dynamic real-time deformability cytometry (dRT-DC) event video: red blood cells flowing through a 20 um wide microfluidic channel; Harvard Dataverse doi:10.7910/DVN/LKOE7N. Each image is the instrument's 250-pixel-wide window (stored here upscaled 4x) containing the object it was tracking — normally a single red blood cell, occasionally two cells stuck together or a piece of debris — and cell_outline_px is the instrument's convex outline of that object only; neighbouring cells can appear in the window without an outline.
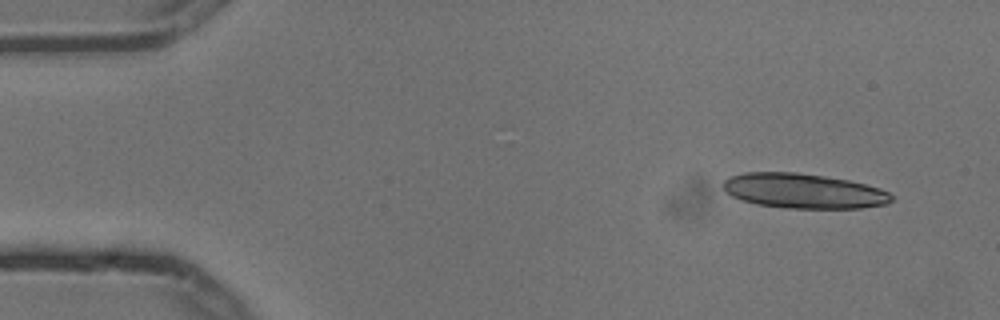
{"species": "common noctule bat (a hibernating species)", "species_latin": "Nyctalus noctula", "temperature_condition": "cold", "stored_images_in_passage": 6, "camera_frame_rate_fps": 3000, "um_per_image_px": 0.085, "animal": {"sex": "male", "body_mass_g": 13.3}, "frame": {"image": 1, "passage_image": 1, "time_ms": 0.0, "image_size_px": [1000, 320], "cell_outline_px": [[892, 200], [888, 204], [860, 208], [784, 208], [756, 204], [732, 196], [724, 188], [724, 180], [728, 176], [744, 172], [796, 172], [824, 176], [848, 180], [880, 188], [888, 192], [892, 196]], "centroid_in_image_um": [68.3, 16.23], "position_along_channel_um": 16.7, "area_um2": 34.1}}
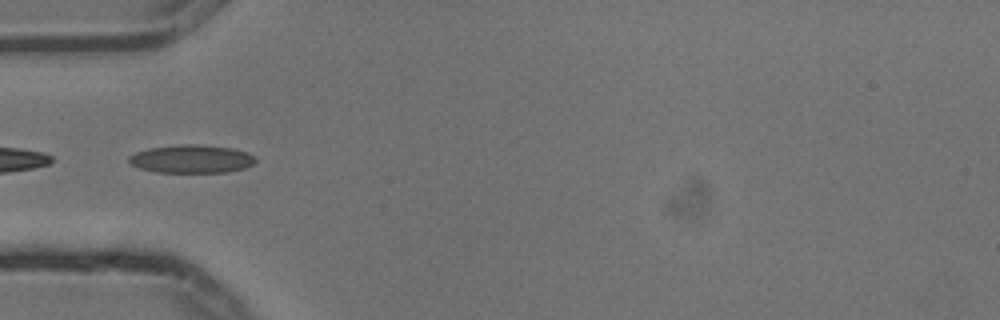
{"frame": {"image": 2, "passage_image": 5, "time_ms": 1.333, "image_size_px": [1000, 320], "cell_outline_px": [[256, 160], [252, 164], [244, 168], [228, 172], [156, 172], [140, 168], [132, 164], [128, 160], [128, 156], [136, 152], [148, 148], [180, 144], [200, 144], [232, 148], [248, 152]], "centroid_in_image_um": [16.27, 13.5], "position_along_channel_um": 68.7, "area_um2": 20.75}}
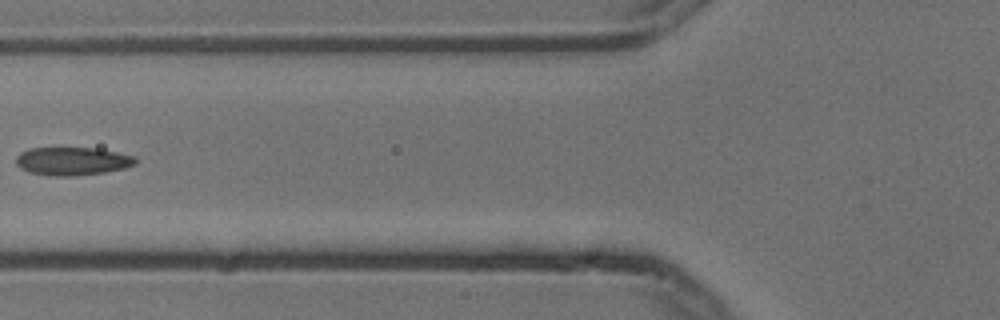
{"frame": {"image": 3, "passage_image": 6, "time_ms": 1.667, "image_size_px": [1000, 320], "cell_outline_px": [[136, 164], [124, 168], [104, 172], [76, 176], [48, 176], [28, 172], [20, 168], [16, 164], [16, 156], [20, 152], [28, 148], [96, 148], [136, 156]], "centroid_in_image_um": [6.12, 13.7], "position_along_channel_um": 119.7, "area_um2": 19.77}}